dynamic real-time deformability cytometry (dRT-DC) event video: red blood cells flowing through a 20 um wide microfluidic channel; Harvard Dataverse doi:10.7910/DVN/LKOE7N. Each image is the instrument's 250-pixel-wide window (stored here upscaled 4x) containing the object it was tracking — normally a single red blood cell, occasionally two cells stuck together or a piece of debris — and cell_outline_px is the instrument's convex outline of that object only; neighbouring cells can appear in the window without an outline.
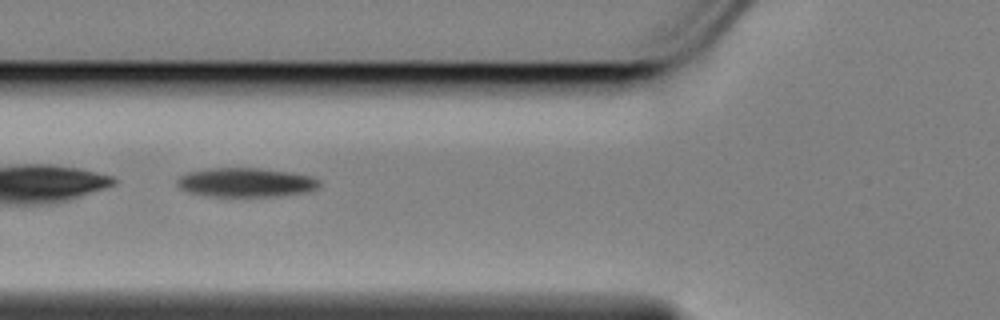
{"species": "Egyptian fruit bat (a non-hibernating species)", "species_latin": "Rousettus aegyptiacus", "temperature_condition": "cold", "stored_images_in_passage": 40, "camera_frame_rate_fps": 3000, "um_per_image_px": 0.085, "animal": {"sex": "female"}, "frame": {"image": 1, "passage_image": 8, "time_ms": 2.333, "image_size_px": [1000, 320], "cell_outline_px": [[320, 184], [316, 188], [308, 192], [276, 196], [212, 196], [188, 192], [180, 188], [176, 184], [176, 180], [180, 176], [188, 172], [212, 168], [260, 168], [292, 172], [312, 176], [320, 180]], "centroid_in_image_um": [20.92, 15.5], "position_along_channel_um": 104.9, "area_um2": 24.16}}
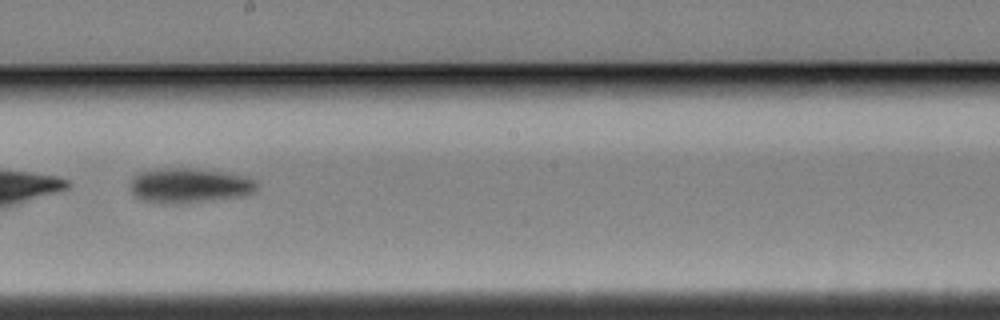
{"frame": {"image": 2, "passage_image": 19, "time_ms": 6.0, "image_size_px": [1000, 320], "cell_outline_px": [[256, 188], [252, 192], [244, 196], [184, 204], [164, 204], [144, 200], [136, 196], [132, 192], [132, 180], [140, 172], [168, 168], [184, 168], [220, 172], [248, 176], [256, 180]], "centroid_in_image_um": [16.14, 15.79], "position_along_channel_um": 232.1, "area_um2": 25.43}}
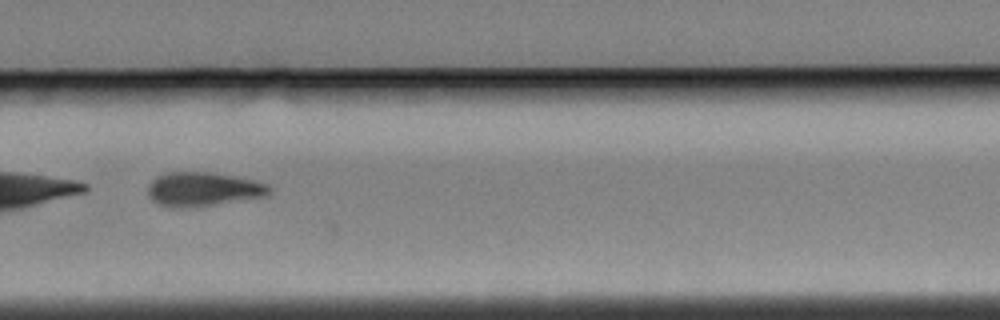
{"frame": {"image": 3, "passage_image": 26, "time_ms": 8.333, "image_size_px": [1000, 320], "cell_outline_px": [[272, 188], [264, 196], [192, 208], [172, 208], [160, 204], [152, 200], [148, 196], [148, 184], [156, 176], [168, 172], [208, 172], [232, 176], [252, 180], [268, 184]], "centroid_in_image_um": [17.2, 16.09], "position_along_channel_um": 312.6, "area_um2": 23.99}, "authors_computed_cell_mechanics": {"area_um2": 24.0448, "velocity_mm_per_s": 3.4659, "shape_relaxation_time_tau1_ms": 3.2926, "shape_relaxation_time_tau2_ms": null, "deformation_change_tau1": 0.1208, "deformation_change_tau2": null}}